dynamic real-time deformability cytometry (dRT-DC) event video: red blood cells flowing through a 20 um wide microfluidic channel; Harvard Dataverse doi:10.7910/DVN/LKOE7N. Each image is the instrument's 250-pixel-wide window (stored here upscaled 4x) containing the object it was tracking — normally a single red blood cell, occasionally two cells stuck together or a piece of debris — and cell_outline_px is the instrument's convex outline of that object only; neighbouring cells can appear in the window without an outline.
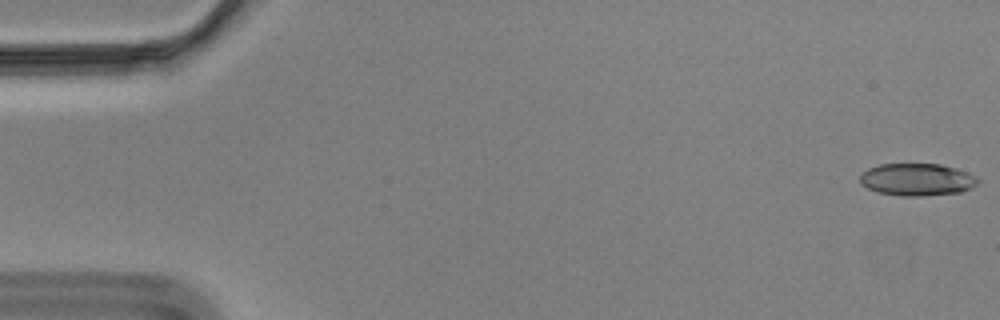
{"species": "Egyptian fruit bat (a non-hibernating species)", "species_latin": "Rousettus aegyptiacus", "temperature_condition": "cold", "stored_images_in_passage": 57, "camera_frame_rate_fps": 3000, "um_per_image_px": 0.085, "animal": {"sex": "male"}, "frame": {"image": 1, "passage_image": 1, "time_ms": 0.0, "image_size_px": [1000, 320], "cell_outline_px": [[980, 180], [972, 188], [960, 192], [924, 196], [900, 196], [876, 192], [860, 184], [860, 176], [868, 168], [880, 164], [940, 164], [956, 168], [976, 176]], "centroid_in_image_um": [77.94, 15.27], "position_along_channel_um": 7.1, "area_um2": 22.31}}
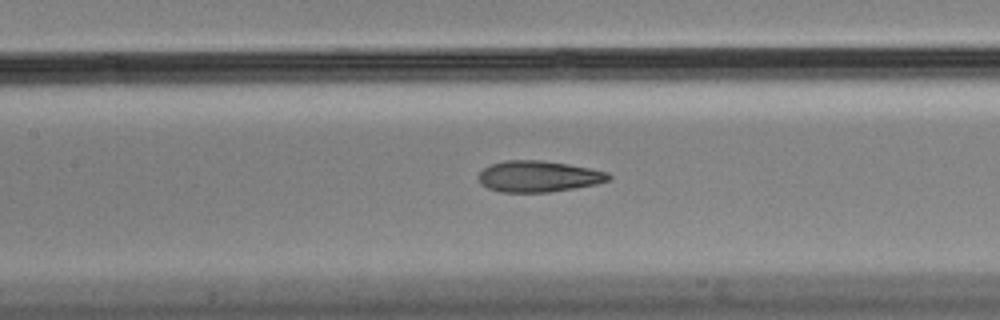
{"frame": {"image": 2, "passage_image": 26, "time_ms": 8.333, "image_size_px": [1000, 320], "cell_outline_px": [[612, 176], [608, 180], [596, 184], [548, 192], [500, 192], [488, 188], [480, 184], [476, 176], [484, 168], [492, 164], [504, 160], [540, 160], [568, 164], [608, 172]], "centroid_in_image_um": [45.72, 14.99], "position_along_channel_um": 161.7, "area_um2": 23.58}}
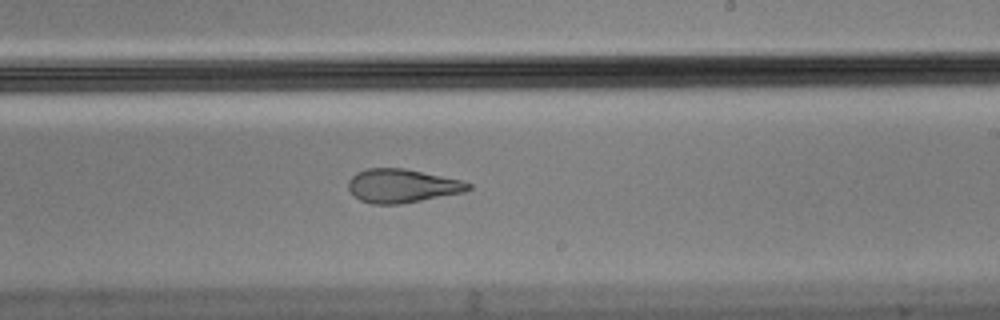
{"frame": {"image": 3, "passage_image": 34, "time_ms": 11.0, "image_size_px": [1000, 320], "cell_outline_px": [[472, 188], [464, 192], [400, 204], [372, 204], [360, 200], [348, 188], [348, 180], [356, 172], [368, 168], [404, 168], [464, 180], [472, 184]], "centroid_in_image_um": [34.2, 15.79], "position_along_channel_um": 254.8, "area_um2": 23.58}, "authors_computed_cell_mechanics": {"area_um2": 23.6402, "velocity_mm_per_s": 3.5016, "shape_relaxation_time_tau1_ms": null, "shape_relaxation_time_tau2_ms": 2.0685, "deformation_change_tau1": null, "deformation_change_tau2": 0.1054}}